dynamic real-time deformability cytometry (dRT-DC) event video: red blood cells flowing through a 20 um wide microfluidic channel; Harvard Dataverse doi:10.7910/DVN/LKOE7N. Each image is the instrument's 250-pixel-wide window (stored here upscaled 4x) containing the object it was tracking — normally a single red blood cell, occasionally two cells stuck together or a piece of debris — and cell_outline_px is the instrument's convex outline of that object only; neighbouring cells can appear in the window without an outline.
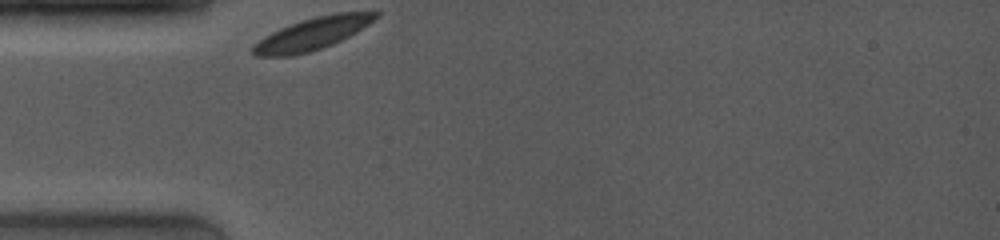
{"species": "common noctule bat (a hibernating species)", "species_latin": "Nyctalus noctula", "temperature_condition": "room temperature", "stored_images_in_passage": 9, "camera_frame_rate_fps": 4000, "um_per_image_px": 0.085, "animal": {"sex": "female", "body_mass_g": 19.0, "forearm_length_mm": 53.3}, "frame": {"image": 1, "passage_image": 1, "time_ms": 0.0, "image_size_px": [1000, 240], "cell_outline_px": [[380, 16], [356, 32], [332, 44], [308, 52], [292, 56], [256, 56], [252, 52], [252, 44], [264, 36], [280, 28], [300, 20], [316, 16], [336, 12], [380, 12]], "centroid_in_image_um": [26.52, 2.86], "position_along_channel_um": 58.5, "area_um2": 22.89}}